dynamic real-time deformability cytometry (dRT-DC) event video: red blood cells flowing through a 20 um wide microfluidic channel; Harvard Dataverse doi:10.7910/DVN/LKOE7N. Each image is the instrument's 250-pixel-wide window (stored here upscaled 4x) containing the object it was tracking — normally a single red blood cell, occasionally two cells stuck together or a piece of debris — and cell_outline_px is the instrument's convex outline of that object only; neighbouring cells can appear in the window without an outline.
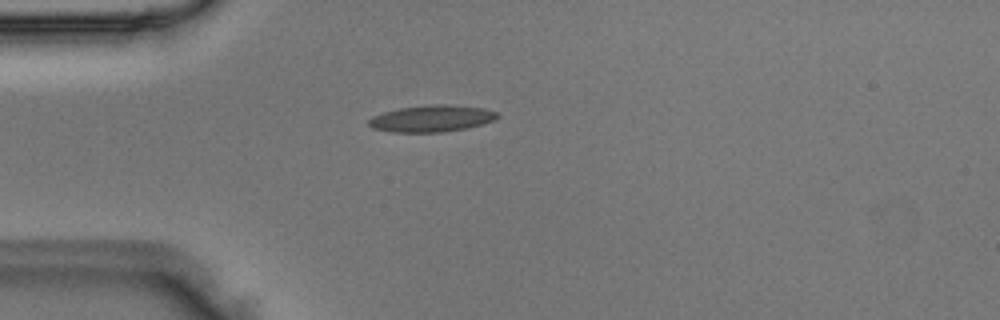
{"species": "Egyptian fruit bat (a non-hibernating species)", "species_latin": "Rousettus aegyptiacus", "temperature_condition": "room temperature", "stored_images_in_passage": 5, "camera_frame_rate_fps": 3000, "um_per_image_px": 0.085, "animal": {"sex": "male"}, "frame": {"image": 1, "passage_image": 4, "time_ms": 1.0, "image_size_px": [1000, 320], "cell_outline_px": [[500, 116], [496, 120], [468, 128], [444, 132], [392, 132], [372, 128], [368, 124], [368, 120], [372, 116], [384, 112], [400, 108], [432, 104], [444, 104], [484, 108], [496, 112]], "centroid_in_image_um": [36.71, 10.08], "position_along_channel_um": 48.3, "area_um2": 20.06}}